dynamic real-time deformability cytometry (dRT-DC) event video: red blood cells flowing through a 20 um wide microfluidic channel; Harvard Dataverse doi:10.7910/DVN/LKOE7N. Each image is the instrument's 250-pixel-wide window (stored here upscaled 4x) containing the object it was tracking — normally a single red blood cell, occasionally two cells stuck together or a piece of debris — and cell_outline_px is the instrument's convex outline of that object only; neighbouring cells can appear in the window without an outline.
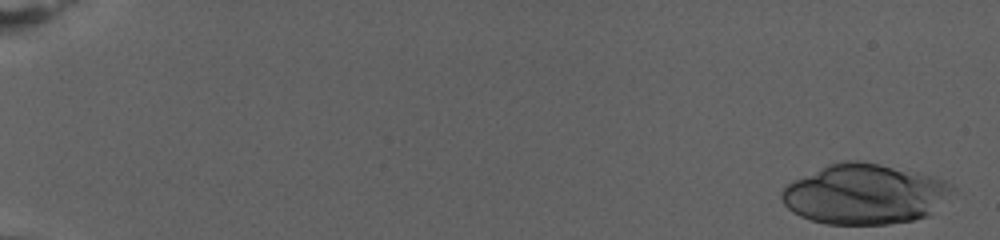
{"species": "human", "species_latin": "Homo sapiens", "temperature_condition": "warm", "stored_images_in_passage": 8, "camera_frame_rate_fps": 3000, "um_per_image_px": 0.085, "donor": {"sex": "female"}, "frame": {"image": 1, "passage_image": 1, "time_ms": 0.0, "image_size_px": [1000, 240], "cell_outline_px": [[956, 192], [928, 216], [912, 220], [888, 224], [824, 224], [800, 216], [792, 212], [784, 204], [780, 196], [780, 192], [792, 180], [828, 164], [844, 160], [860, 160], [920, 172], [944, 180], [952, 184], [956, 188]], "centroid_in_image_um": [73.52, 16.49], "position_along_channel_um": 11.5, "area_um2": 60.4}}